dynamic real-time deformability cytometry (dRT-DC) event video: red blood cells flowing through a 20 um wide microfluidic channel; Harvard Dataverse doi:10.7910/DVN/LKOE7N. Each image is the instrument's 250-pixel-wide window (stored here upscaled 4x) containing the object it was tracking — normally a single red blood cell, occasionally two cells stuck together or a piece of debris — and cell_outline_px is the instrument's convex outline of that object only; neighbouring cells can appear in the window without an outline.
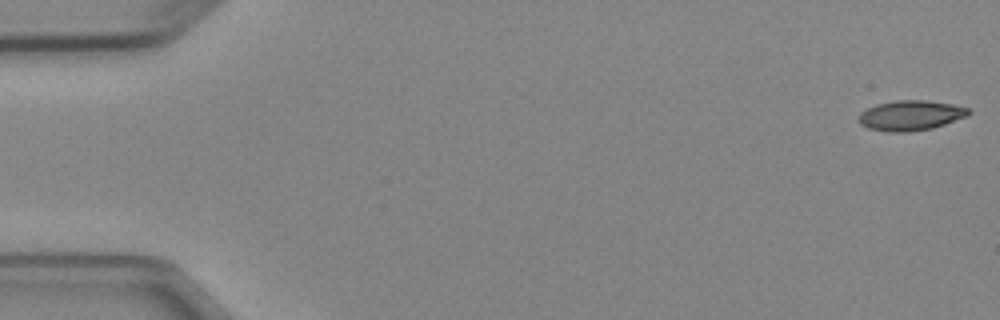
{"species": "Egyptian fruit bat (a non-hibernating species)", "species_latin": "Rousettus aegyptiacus", "temperature_condition": "cold", "stored_images_in_passage": 5, "camera_frame_rate_fps": 3000, "um_per_image_px": 0.085, "animal": {"sex": "female"}, "frame": {"image": 1, "passage_image": 1, "time_ms": 0.0, "image_size_px": [1000, 320], "cell_outline_px": [[972, 112], [968, 116], [932, 128], [908, 132], [888, 132], [868, 128], [860, 124], [856, 120], [856, 116], [860, 112], [876, 104], [896, 100], [924, 100], [952, 104], [968, 108]], "centroid_in_image_um": [77.36, 9.81], "position_along_channel_um": 7.6, "area_um2": 19.42}}
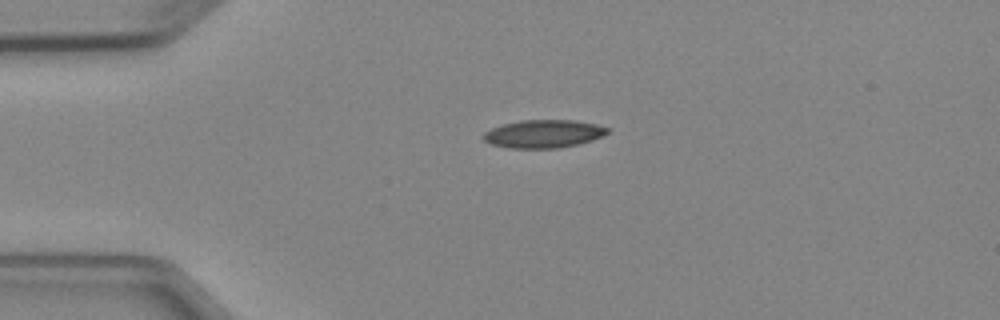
{"frame": {"image": 2, "passage_image": 4, "time_ms": 3.667, "image_size_px": [1000, 320], "cell_outline_px": [[608, 132], [592, 140], [560, 148], [508, 148], [492, 144], [484, 140], [480, 136], [484, 132], [492, 128], [504, 124], [524, 120], [572, 120], [596, 124], [608, 128]], "centroid_in_image_um": [46.16, 11.38], "position_along_channel_um": 38.8, "area_um2": 20.06}}